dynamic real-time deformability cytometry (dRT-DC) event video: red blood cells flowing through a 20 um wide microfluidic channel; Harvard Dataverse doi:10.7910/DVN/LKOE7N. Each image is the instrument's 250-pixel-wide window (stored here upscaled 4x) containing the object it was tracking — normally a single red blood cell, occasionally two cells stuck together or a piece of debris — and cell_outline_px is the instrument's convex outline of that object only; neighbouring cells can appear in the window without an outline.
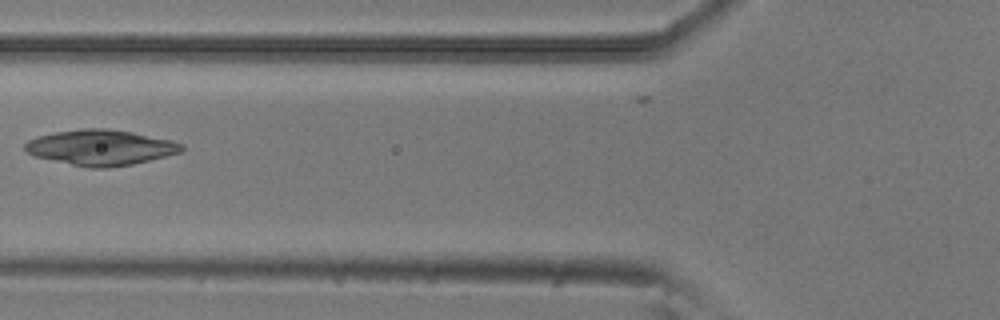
{"species": "common noctule bat (a hibernating species)", "species_latin": "Nyctalus noctula", "temperature_condition": "room temperature", "stored_images_in_passage": 8, "camera_frame_rate_fps": 3000, "um_per_image_px": 0.085, "animal": {"sex": "male", "body_mass_g": 20.5, "forearm_length_mm": 52.5}, "frame": {"image": 1, "passage_image": 6, "time_ms": 1.667, "image_size_px": [1000, 320], "cell_outline_px": [[184, 148], [180, 152], [132, 164], [108, 168], [88, 168], [36, 156], [28, 152], [24, 148], [24, 144], [28, 140], [36, 136], [56, 132], [80, 128], [108, 128], [132, 132], [172, 140], [184, 144]], "centroid_in_image_um": [8.55, 12.52], "position_along_channel_um": 117.2, "area_um2": 32.25}}
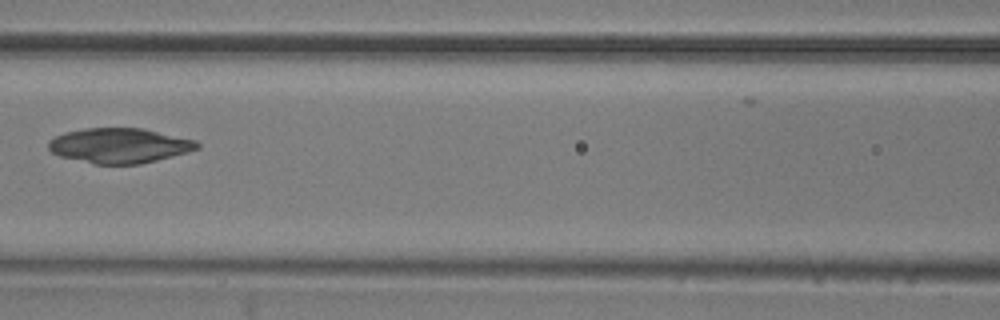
{"frame": {"image": 2, "passage_image": 7, "time_ms": 2.0, "image_size_px": [1000, 320], "cell_outline_px": [[200, 148], [188, 152], [140, 164], [96, 164], [60, 156], [52, 152], [48, 148], [48, 140], [64, 132], [84, 128], [144, 128], [196, 140], [200, 144]], "centroid_in_image_um": [10.16, 12.36], "position_along_channel_um": 156.4, "area_um2": 30.35}}
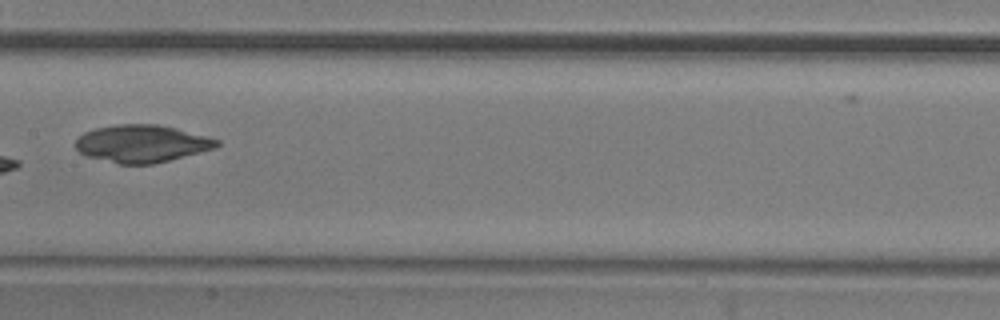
{"frame": {"image": 3, "passage_image": 8, "time_ms": 2.333, "image_size_px": [1000, 320], "cell_outline_px": [[220, 144], [216, 148], [152, 164], [120, 164], [88, 156], [80, 152], [76, 148], [76, 140], [84, 132], [96, 128], [116, 124], [160, 124], [208, 136], [220, 140]], "centroid_in_image_um": [12.08, 12.19], "position_along_channel_um": 195.3, "area_um2": 30.69}}